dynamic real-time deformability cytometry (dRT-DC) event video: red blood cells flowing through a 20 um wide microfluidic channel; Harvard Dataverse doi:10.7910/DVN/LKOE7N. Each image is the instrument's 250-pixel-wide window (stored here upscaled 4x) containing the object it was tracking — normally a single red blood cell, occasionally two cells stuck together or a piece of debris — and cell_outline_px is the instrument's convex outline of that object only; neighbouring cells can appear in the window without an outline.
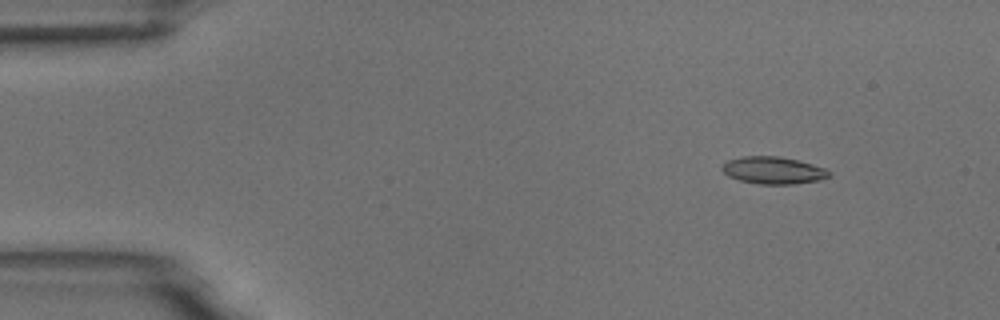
{"species": "common noctule bat (a hibernating species)", "species_latin": "Nyctalus noctula", "temperature_condition": "room temperature", "stored_images_in_passage": 8, "camera_frame_rate_fps": 3000, "um_per_image_px": 0.085, "animal": {"sex": "male", "body_mass_g": 18.8}, "frame": {"image": 1, "passage_image": 2, "time_ms": 1.0, "image_size_px": [1000, 320], "cell_outline_px": [[832, 176], [820, 180], [792, 184], [760, 184], [740, 180], [728, 176], [720, 168], [728, 160], [740, 156], [780, 156], [812, 164], [824, 168], [832, 172]], "centroid_in_image_um": [65.74, 14.48], "position_along_channel_um": 19.3, "area_um2": 16.99}}
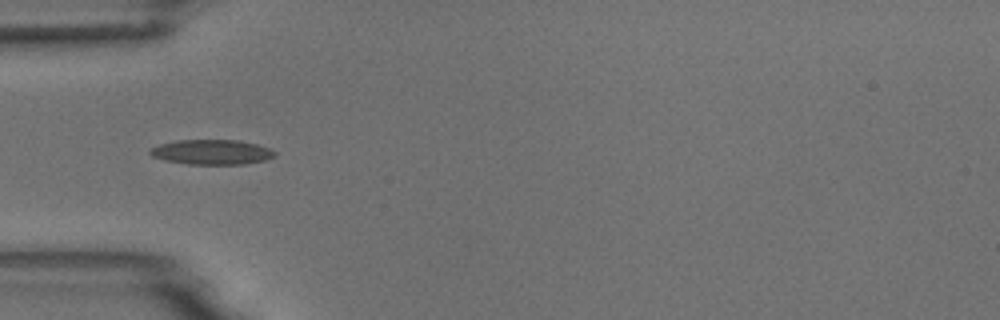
{"frame": {"image": 2, "passage_image": 5, "time_ms": 4.667, "image_size_px": [1000, 320], "cell_outline_px": [[276, 156], [264, 160], [244, 164], [188, 164], [164, 160], [152, 156], [148, 152], [152, 148], [160, 144], [176, 140], [240, 140], [256, 144], [268, 148], [276, 152]], "centroid_in_image_um": [18.0, 12.92], "position_along_channel_um": 67.0, "area_um2": 18.03}}